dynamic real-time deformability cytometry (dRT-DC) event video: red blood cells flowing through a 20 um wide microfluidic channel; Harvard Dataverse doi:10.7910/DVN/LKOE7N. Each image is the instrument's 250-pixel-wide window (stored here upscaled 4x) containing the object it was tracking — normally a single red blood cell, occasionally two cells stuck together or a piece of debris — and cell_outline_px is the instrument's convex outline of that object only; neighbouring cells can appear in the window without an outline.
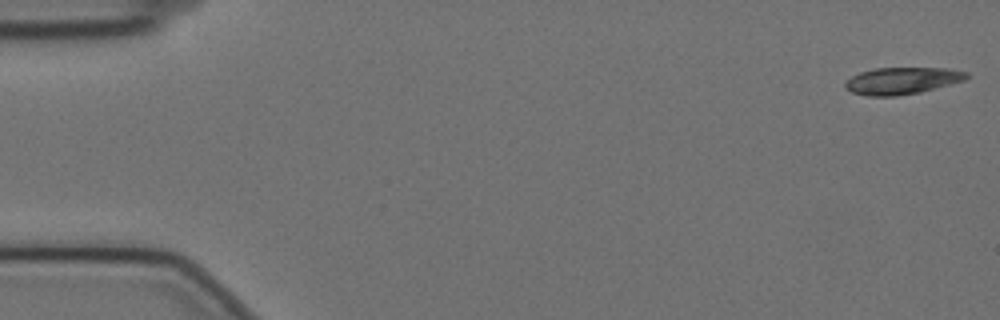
{"species": "Egyptian fruit bat (a non-hibernating species)", "species_latin": "Rousettus aegyptiacus", "temperature_condition": "cold", "stored_images_in_passage": 57, "camera_frame_rate_fps": 3000, "um_per_image_px": 0.085, "animal": {"sex": "female"}, "frame": {"image": 1, "passage_image": 1, "time_ms": 0.0, "image_size_px": [1000, 320], "cell_outline_px": [[968, 76], [964, 80], [920, 92], [896, 96], [868, 96], [852, 92], [844, 88], [844, 84], [852, 76], [860, 72], [872, 68], [948, 68], [968, 72]], "centroid_in_image_um": [76.65, 6.86], "position_along_channel_um": 8.4, "area_um2": 18.96}}
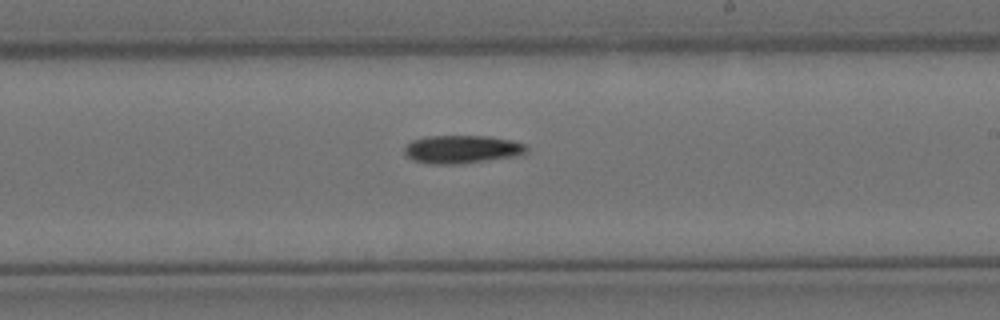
{"frame": {"image": 2, "passage_image": 33, "time_ms": 10.667, "image_size_px": [1000, 320], "cell_outline_px": [[528, 152], [516, 156], [460, 164], [428, 164], [412, 160], [404, 152], [404, 148], [412, 140], [428, 136], [488, 136], [512, 140], [524, 144], [528, 148]], "centroid_in_image_um": [39.27, 12.69], "position_along_channel_um": 249.7, "area_um2": 20.06}}
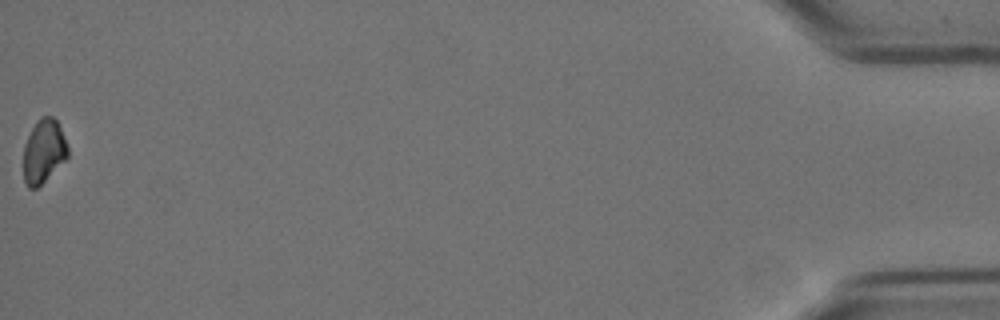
{"frame": {"image": 3, "passage_image": 57, "time_ms": 18.667, "image_size_px": [1000, 320], "cell_outline_px": [[68, 156], [36, 188], [28, 188], [24, 180], [24, 144], [36, 120], [40, 116], [52, 116], [56, 120], [60, 128], [68, 148]], "centroid_in_image_um": [3.69, 12.82], "position_along_channel_um": 431.5, "area_um2": 16.07}, "authors_computed_cell_mechanics": {"area_um2": 19.2474, "velocity_mm_per_s": 3.5213, "shape_relaxation_time_tau1_ms": 6.9143, "shape_relaxation_time_tau2_ms": null, "deformation_change_tau1": 0.1343, "deformation_change_tau2": null}}